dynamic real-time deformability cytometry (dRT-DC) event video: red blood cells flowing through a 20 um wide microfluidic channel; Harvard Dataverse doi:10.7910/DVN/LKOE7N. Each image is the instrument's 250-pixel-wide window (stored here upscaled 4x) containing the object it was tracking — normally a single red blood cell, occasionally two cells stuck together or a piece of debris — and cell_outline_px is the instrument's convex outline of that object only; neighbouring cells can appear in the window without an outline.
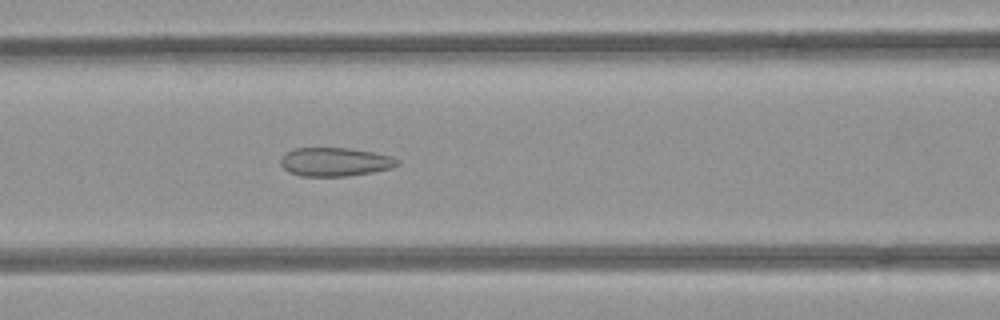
{"species": "common noctule bat (a hibernating species)", "species_latin": "Nyctalus noctula", "temperature_condition": "room temperature", "stored_images_in_passage": 40, "camera_frame_rate_fps": 3000, "um_per_image_px": 0.085, "animal": {"sex": "female", "body_mass_g": 21.9}, "frame": {"image": 1, "passage_image": 23, "time_ms": 7.333, "image_size_px": [1000, 320], "cell_outline_px": [[396, 164], [384, 168], [364, 172], [340, 176], [308, 176], [292, 172], [284, 164], [292, 152], [300, 148], [340, 148], [368, 152], [384, 156]], "centroid_in_image_um": [28.42, 13.76], "position_along_channel_um": 138.2, "area_um2": 17.05}}
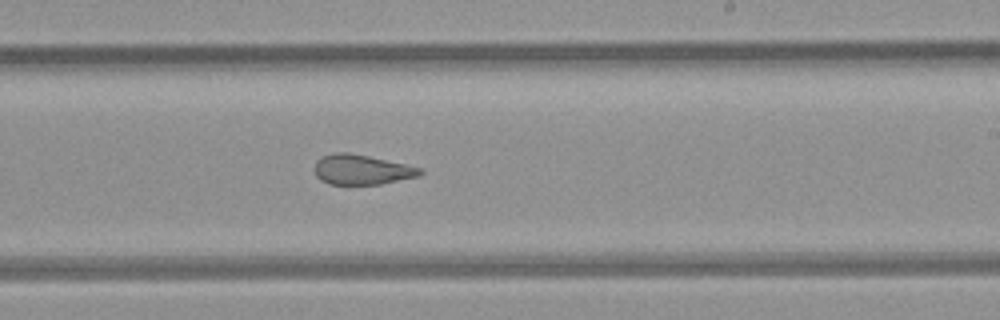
{"frame": {"image": 2, "passage_image": 32, "time_ms": 10.333, "image_size_px": [1000, 320], "cell_outline_px": [[420, 172], [412, 176], [376, 184], [332, 184], [324, 180], [316, 172], [316, 164], [324, 156], [364, 156], [400, 164], [416, 168]], "centroid_in_image_um": [30.69, 14.47], "position_along_channel_um": 258.3, "area_um2": 16.01}}
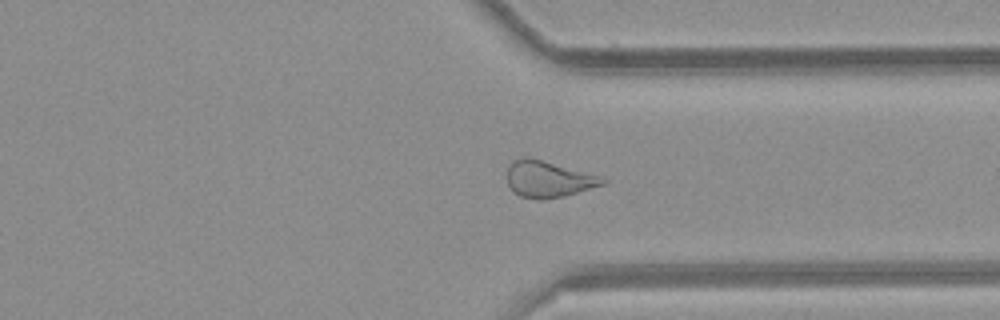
{"frame": {"image": 3, "passage_image": 40, "time_ms": 13.0, "image_size_px": [1000, 320], "cell_outline_px": [[600, 184], [572, 192], [556, 196], [524, 196], [516, 192], [508, 184], [508, 172], [520, 160], [536, 160], [548, 164], [580, 176]], "centroid_in_image_um": [46.29, 15.28], "position_along_channel_um": 365.1, "area_um2": 15.61}, "authors_computed_cell_mechanics": {"area_um2": 15.9817, "velocity_mm_per_s": 4.0033, "shape_relaxation_time_tau1_ms": null, "shape_relaxation_time_tau2_ms": 1.3431, "deformation_change_tau1": null, "deformation_change_tau2": 0.0934}}